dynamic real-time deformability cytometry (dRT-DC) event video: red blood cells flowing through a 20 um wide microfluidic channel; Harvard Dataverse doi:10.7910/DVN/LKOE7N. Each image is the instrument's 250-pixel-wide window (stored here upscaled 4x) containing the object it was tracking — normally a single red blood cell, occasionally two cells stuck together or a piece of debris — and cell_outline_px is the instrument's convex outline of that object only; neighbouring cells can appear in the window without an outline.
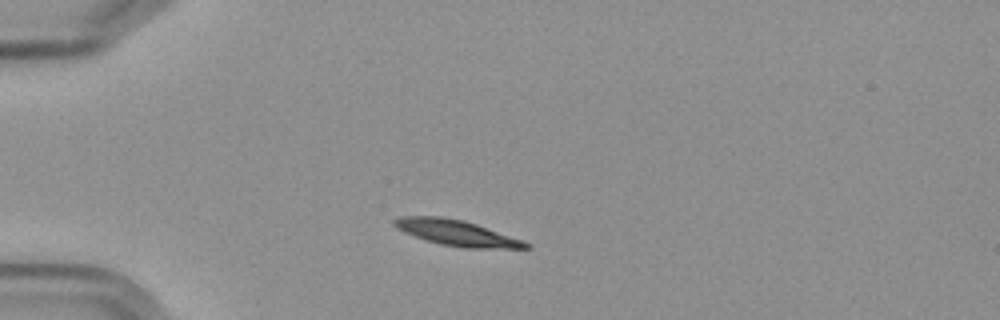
{"species": "Egyptian fruit bat (a non-hibernating species)", "species_latin": "Rousettus aegyptiacus", "temperature_condition": "cold", "stored_images_in_passage": 43, "camera_frame_rate_fps": 3000, "um_per_image_px": 0.085, "frame": {"image": 1, "passage_image": 1, "time_ms": 0.0, "image_size_px": [1000, 320], "cell_outline_px": [[532, 248], [464, 248], [440, 244], [404, 232], [396, 228], [392, 224], [392, 220], [400, 216], [440, 216], [464, 220], [524, 240]], "centroid_in_image_um": [38.8, 19.78], "position_along_channel_um": 46.2, "area_um2": 19.59}}
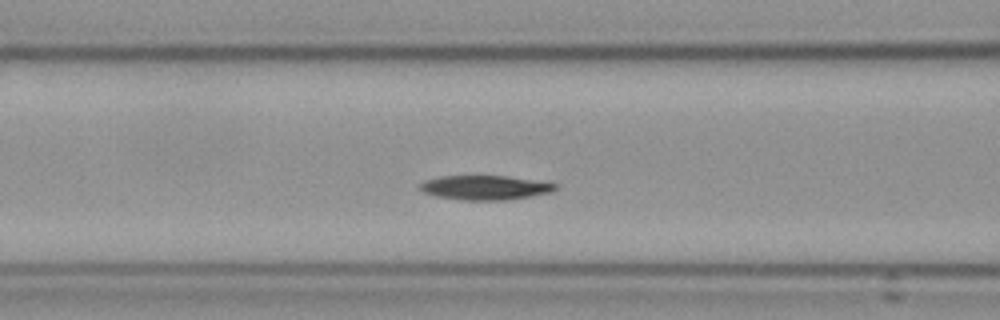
{"frame": {"image": 2, "passage_image": 10, "time_ms": 3.0, "image_size_px": [1000, 320], "cell_outline_px": [[560, 184], [552, 192], [532, 196], [508, 200], [464, 200], [436, 196], [424, 192], [416, 188], [424, 180], [440, 176], [508, 176]], "centroid_in_image_um": [41.23, 15.94], "position_along_channel_um": 125.4, "area_um2": 19.36}}
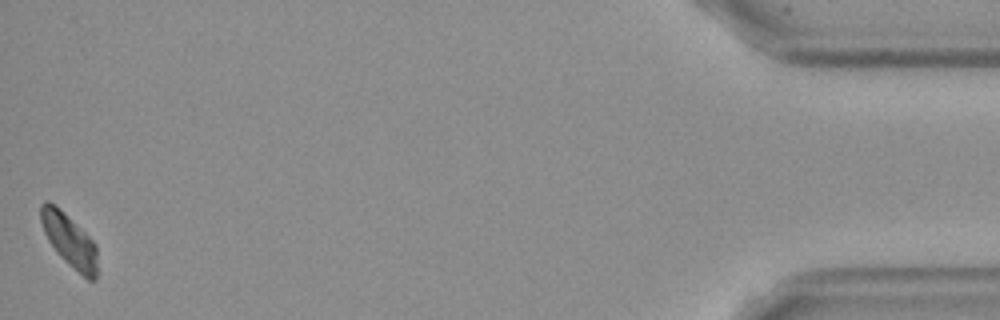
{"frame": {"image": 3, "passage_image": 43, "time_ms": 14.0, "image_size_px": [1000, 320], "cell_outline_px": [[96, 280], [88, 280], [64, 260], [56, 252], [48, 240], [44, 232], [40, 220], [40, 204], [44, 200], [48, 200], [56, 204], [96, 244]], "centroid_in_image_um": [5.85, 20.39], "position_along_channel_um": 429.3, "area_um2": 17.34}, "authors_computed_cell_mechanics": {"area_um2": 19.1896, "velocity_mm_per_s": 3.5274, "shape_relaxation_time_tau1_ms": 5.8351, "shape_relaxation_time_tau2_ms": null, "deformation_change_tau1": 0.135, "deformation_change_tau2": null}}